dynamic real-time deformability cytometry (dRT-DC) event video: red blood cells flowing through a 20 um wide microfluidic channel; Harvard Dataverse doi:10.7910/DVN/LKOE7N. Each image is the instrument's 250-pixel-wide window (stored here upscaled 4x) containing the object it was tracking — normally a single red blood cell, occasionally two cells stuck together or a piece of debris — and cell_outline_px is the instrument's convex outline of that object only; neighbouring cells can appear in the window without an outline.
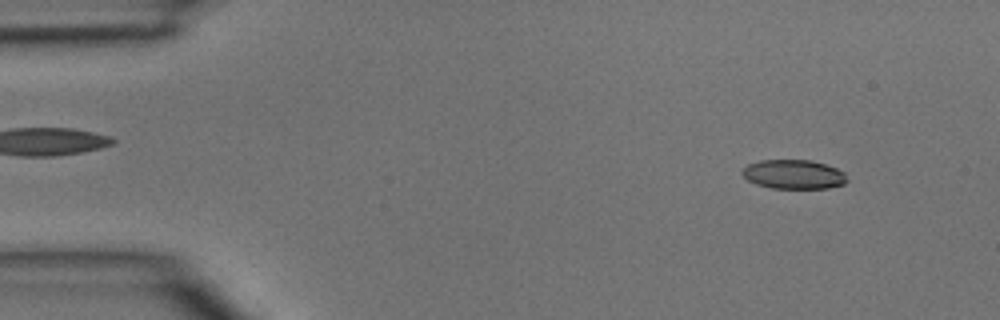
{"species": "common noctule bat (a hibernating species)", "species_latin": "Nyctalus noctula", "temperature_condition": "room temperature", "stored_images_in_passage": 16, "camera_frame_rate_fps": 3000, "um_per_image_px": 0.085, "animal": {"sex": "male", "body_mass_g": 15.6}, "frame": {"image": 1, "passage_image": 4, "time_ms": 1.0, "image_size_px": [1000, 320], "cell_outline_px": [[848, 180], [844, 184], [828, 188], [772, 188], [756, 184], [748, 180], [740, 172], [748, 164], [760, 160], [812, 160], [836, 168], [844, 172]], "centroid_in_image_um": [67.46, 14.82], "position_along_channel_um": 17.5, "area_um2": 17.8}}
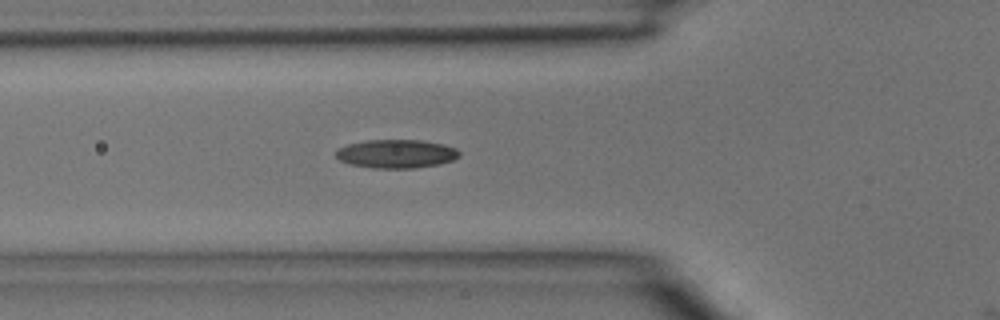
{"frame": {"image": 2, "passage_image": 15, "time_ms": 4.667, "image_size_px": [1000, 320], "cell_outline_px": [[460, 156], [452, 160], [440, 164], [412, 168], [372, 168], [348, 164], [340, 160], [336, 156], [336, 148], [348, 144], [368, 140], [420, 140], [444, 144], [456, 148], [460, 152]], "centroid_in_image_um": [33.68, 13.07], "position_along_channel_um": 92.1, "area_um2": 20.63}}